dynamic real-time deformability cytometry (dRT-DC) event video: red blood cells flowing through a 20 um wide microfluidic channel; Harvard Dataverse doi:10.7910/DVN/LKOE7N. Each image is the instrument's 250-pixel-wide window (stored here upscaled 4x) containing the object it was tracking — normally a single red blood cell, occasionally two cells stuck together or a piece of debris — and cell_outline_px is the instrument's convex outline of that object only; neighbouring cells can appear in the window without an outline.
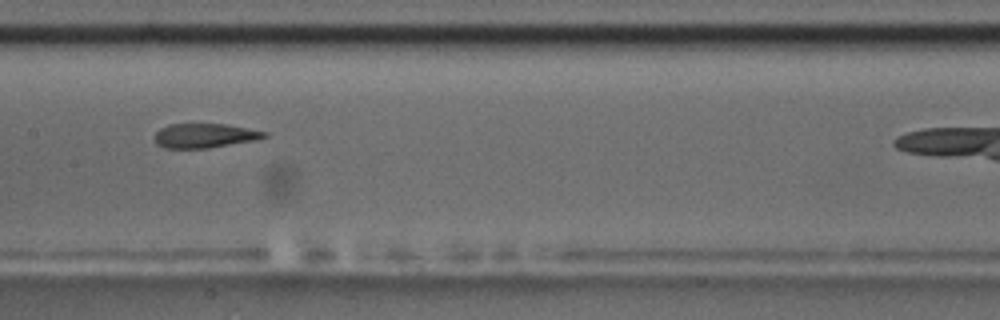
{"species": "common noctule bat (a hibernating species)", "species_latin": "Nyctalus noctula", "temperature_condition": "room temperature", "stored_images_in_passage": 7, "camera_frame_rate_fps": 3000, "um_per_image_px": 0.085, "animal": {"sex": "male", "body_mass_g": 17.5, "forearm_length_mm": 52.3}, "frame": {"image": 1, "passage_image": 6, "time_ms": 6.0, "image_size_px": [1000, 320], "cell_outline_px": [[268, 136], [256, 140], [208, 148], [164, 148], [156, 144], [156, 132], [160, 128], [168, 124], [224, 124], [268, 132]], "centroid_in_image_um": [17.4, 11.53], "position_along_channel_um": 190.0, "area_um2": 15.49}}